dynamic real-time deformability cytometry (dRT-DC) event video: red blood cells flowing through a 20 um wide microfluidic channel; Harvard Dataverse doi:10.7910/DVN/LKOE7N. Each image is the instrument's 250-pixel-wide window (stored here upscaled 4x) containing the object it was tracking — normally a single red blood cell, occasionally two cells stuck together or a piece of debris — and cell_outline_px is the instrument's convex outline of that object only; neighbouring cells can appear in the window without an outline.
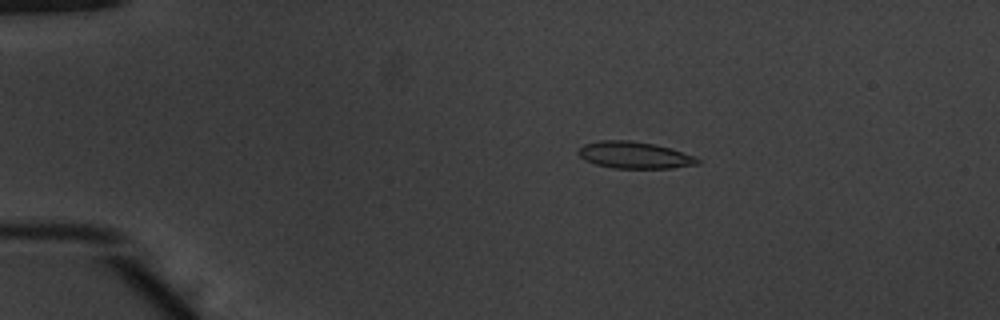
{"species": "common noctule bat (a hibernating species)", "species_latin": "Nyctalus noctula", "temperature_condition": "warm", "stored_images_in_passage": 48, "camera_frame_rate_fps": 3000, "um_per_image_px": 0.085, "animal": {"sex": "male", "body_mass_g": 20.1, "forearm_length_mm": 53.5}, "frame": {"image": 1, "passage_image": 6, "time_ms": 1.667, "image_size_px": [1000, 320], "cell_outline_px": [[700, 164], [672, 168], [612, 168], [596, 164], [584, 160], [576, 152], [584, 144], [600, 140], [628, 140], [656, 144], [696, 156], [700, 160]], "centroid_in_image_um": [53.94, 13.18], "position_along_channel_um": 31.1, "area_um2": 18.73}}
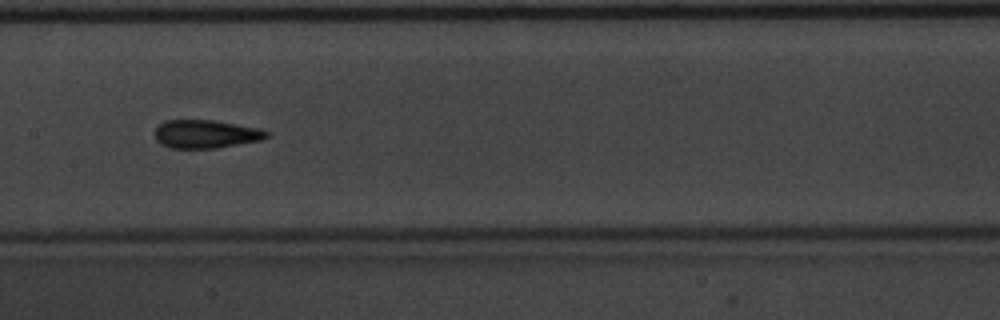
{"frame": {"image": 2, "passage_image": 23, "time_ms": 7.333, "image_size_px": [1000, 320], "cell_outline_px": [[268, 136], [260, 140], [216, 148], [168, 148], [160, 144], [156, 140], [156, 128], [164, 120], [212, 120], [260, 128], [268, 132]], "centroid_in_image_um": [17.46, 11.39], "position_along_channel_um": 189.9, "area_um2": 18.32}}
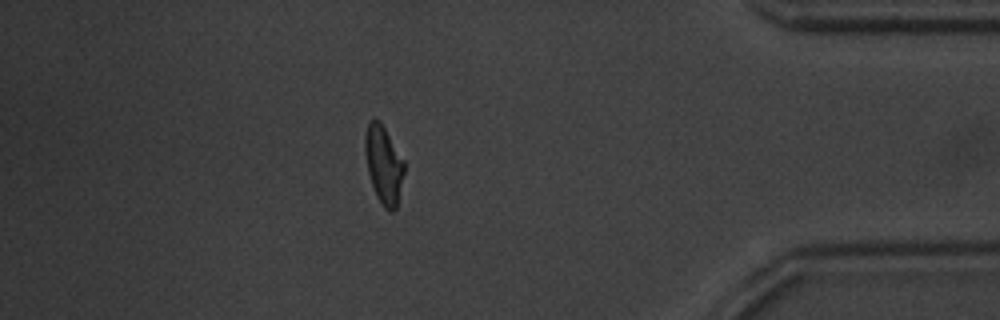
{"frame": {"image": 3, "passage_image": 42, "time_ms": 13.667, "image_size_px": [1000, 320], "cell_outline_px": [[404, 172], [396, 208], [392, 212], [388, 212], [384, 208], [376, 196], [368, 172], [364, 152], [364, 136], [368, 124], [372, 116], [380, 120], [404, 160]], "centroid_in_image_um": [32.59, 13.96], "position_along_channel_um": 402.6, "area_um2": 17.92}, "authors_computed_cell_mechanics": {"area_um2": 18.2937, "velocity_mm_per_s": 3.8964, "shape_relaxation_time_tau1_ms": 3.4415, "shape_relaxation_time_tau2_ms": 1.4142, "deformation_change_tau1": 0.1471, "deformation_change_tau2": 0.084}}